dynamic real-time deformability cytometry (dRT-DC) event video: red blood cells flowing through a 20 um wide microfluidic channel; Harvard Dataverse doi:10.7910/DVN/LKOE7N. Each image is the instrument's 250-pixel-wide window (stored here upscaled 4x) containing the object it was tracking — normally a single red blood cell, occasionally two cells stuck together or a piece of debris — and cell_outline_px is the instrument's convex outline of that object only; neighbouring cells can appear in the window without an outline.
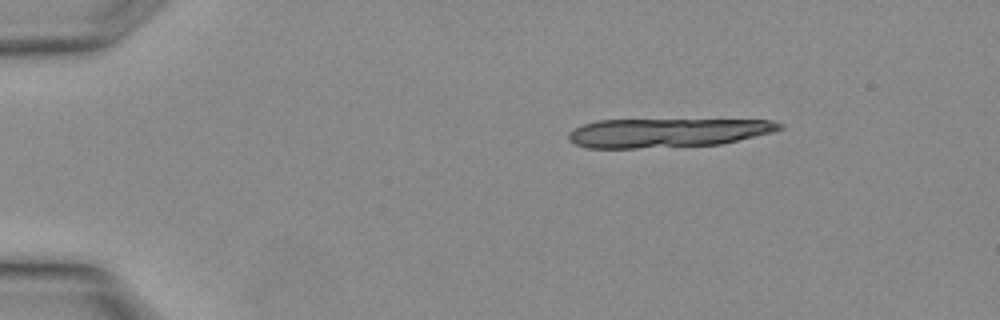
{"species": "Egyptian fruit bat (a non-hibernating species)", "species_latin": "Rousettus aegyptiacus", "temperature_condition": "warm", "stored_images_in_passage": 7, "camera_frame_rate_fps": 3000, "um_per_image_px": 0.085, "animal": {"sex": "female"}, "frame": {"image": 1, "passage_image": 1, "time_ms": 0.0, "image_size_px": [1000, 320], "cell_outline_px": [[784, 128], [772, 132], [720, 144], [636, 148], [588, 148], [576, 144], [568, 140], [568, 132], [584, 124], [600, 120], [772, 120], [784, 124]], "centroid_in_image_um": [56.71, 11.28], "position_along_channel_um": 28.3, "area_um2": 35.32}}